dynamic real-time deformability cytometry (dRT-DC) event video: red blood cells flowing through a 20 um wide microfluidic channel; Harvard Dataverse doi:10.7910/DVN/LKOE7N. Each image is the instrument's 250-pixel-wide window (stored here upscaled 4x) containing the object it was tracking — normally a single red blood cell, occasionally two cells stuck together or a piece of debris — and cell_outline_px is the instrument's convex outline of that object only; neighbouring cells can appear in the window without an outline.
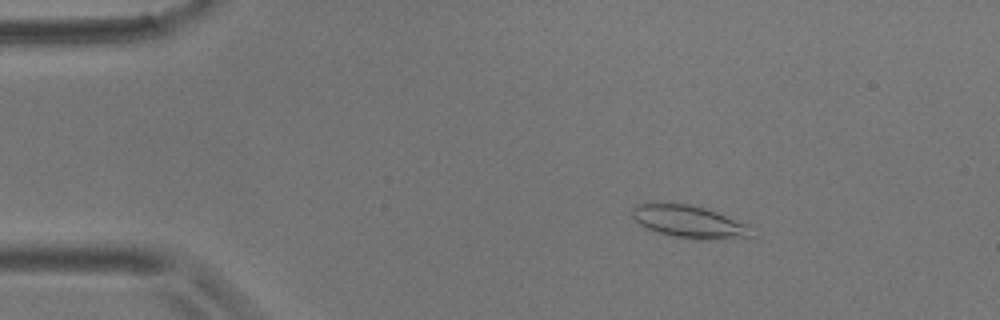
{"species": "common noctule bat (a hibernating species)", "species_latin": "Nyctalus noctula", "temperature_condition": "room temperature", "stored_images_in_passage": 5, "camera_frame_rate_fps": 3000, "um_per_image_px": 0.085, "animal": {"sex": "male", "body_mass_g": 17.9}, "frame": {"image": 1, "passage_image": 3, "time_ms": 2.333, "image_size_px": [1000, 320], "cell_outline_px": [[760, 236], [700, 240], [672, 236], [656, 232], [640, 224], [632, 216], [632, 208], [636, 204], [656, 200], [688, 204], [704, 208], [716, 212], [748, 224]], "centroid_in_image_um": [58.58, 18.82], "position_along_channel_um": 26.4, "area_um2": 23.24}}